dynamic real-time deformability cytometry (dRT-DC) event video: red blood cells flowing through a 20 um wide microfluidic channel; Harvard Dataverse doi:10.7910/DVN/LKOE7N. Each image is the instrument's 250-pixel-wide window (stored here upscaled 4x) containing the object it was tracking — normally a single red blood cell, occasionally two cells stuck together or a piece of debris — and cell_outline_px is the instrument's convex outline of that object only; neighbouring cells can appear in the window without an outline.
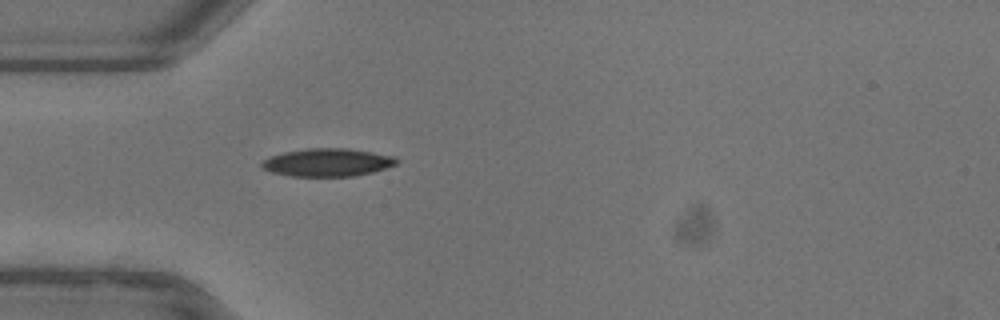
{"species": "common noctule bat (a hibernating species)", "species_latin": "Nyctalus noctula", "temperature_condition": "warm", "stored_images_in_passage": 38, "camera_frame_rate_fps": 3000, "um_per_image_px": 0.085, "animal": {"sex": "female"}, "frame": {"image": 1, "passage_image": 1, "time_ms": 0.0, "image_size_px": [1000, 320], "cell_outline_px": [[400, 160], [396, 164], [372, 172], [352, 176], [292, 176], [272, 172], [264, 168], [260, 164], [264, 160], [272, 156], [284, 152], [308, 148], [348, 148], [372, 152], [392, 156]], "centroid_in_image_um": [27.85, 13.8], "position_along_channel_um": 57.2, "area_um2": 21.68}}
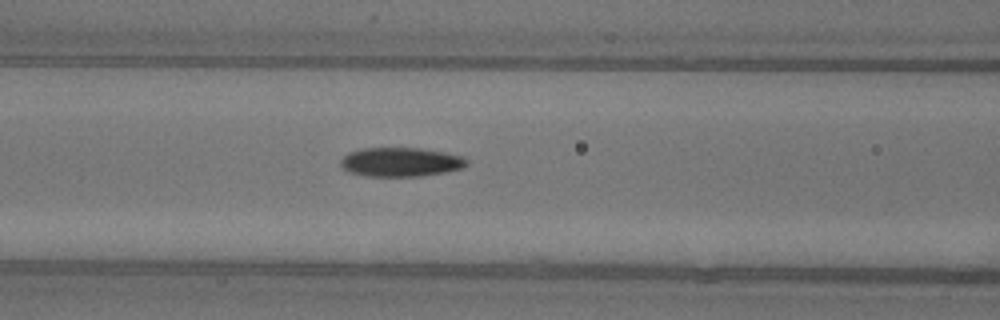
{"frame": {"image": 2, "passage_image": 7, "time_ms": 2.0, "image_size_px": [1000, 320], "cell_outline_px": [[468, 164], [464, 168], [444, 172], [420, 176], [364, 176], [348, 172], [340, 164], [340, 160], [348, 152], [360, 148], [420, 148], [444, 152], [464, 156], [468, 160]], "centroid_in_image_um": [34.06, 13.77], "position_along_channel_um": 132.5, "area_um2": 21.56}}
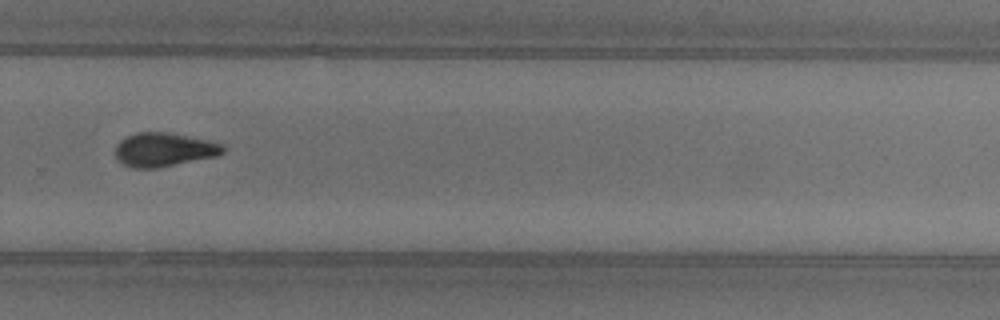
{"frame": {"image": 3, "passage_image": 21, "time_ms": 6.667, "image_size_px": [1000, 320], "cell_outline_px": [[224, 152], [216, 156], [156, 168], [132, 168], [116, 160], [116, 144], [120, 140], [136, 132], [168, 132], [208, 140], [224, 144]], "centroid_in_image_um": [13.92, 12.71], "position_along_channel_um": 315.9, "area_um2": 21.15}, "authors_computed_cell_mechanics": {"area_um2": 21.3282, "velocity_mm_per_s": 3.9412, "shape_relaxation_time_tau1_ms": 6.2717, "shape_relaxation_time_tau2_ms": null, "deformation_change_tau1": 0.1739, "deformation_change_tau2": null}}